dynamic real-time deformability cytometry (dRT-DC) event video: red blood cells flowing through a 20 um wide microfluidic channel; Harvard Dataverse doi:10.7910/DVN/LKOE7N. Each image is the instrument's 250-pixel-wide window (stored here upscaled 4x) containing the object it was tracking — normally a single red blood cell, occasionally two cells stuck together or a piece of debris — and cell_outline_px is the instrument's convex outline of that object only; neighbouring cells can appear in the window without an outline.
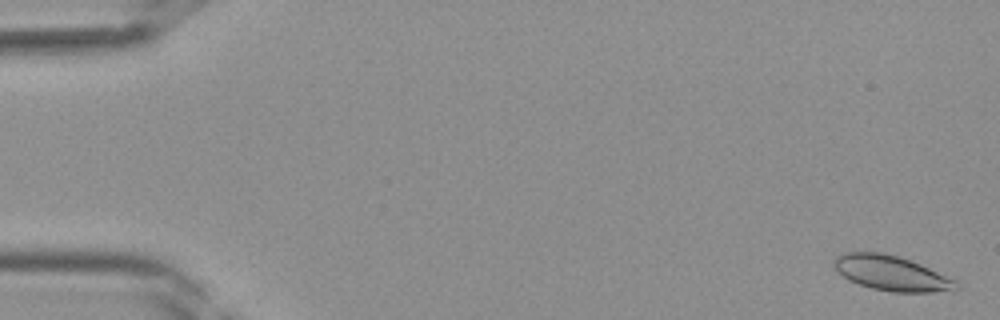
{"species": "Egyptian fruit bat (a non-hibernating species)", "species_latin": "Rousettus aegyptiacus", "temperature_condition": "room temperature", "stored_images_in_passage": 10, "camera_frame_rate_fps": 3000, "um_per_image_px": 0.085, "frame": {"image": 1, "passage_image": 1, "time_ms": 0.0, "image_size_px": [1000, 320], "cell_outline_px": [[960, 288], [956, 292], [892, 292], [872, 288], [848, 280], [836, 268], [836, 256], [844, 252], [884, 252], [900, 256], [920, 264], [956, 280]], "centroid_in_image_um": [75.86, 23.23], "position_along_channel_um": 9.1, "area_um2": 24.91}}